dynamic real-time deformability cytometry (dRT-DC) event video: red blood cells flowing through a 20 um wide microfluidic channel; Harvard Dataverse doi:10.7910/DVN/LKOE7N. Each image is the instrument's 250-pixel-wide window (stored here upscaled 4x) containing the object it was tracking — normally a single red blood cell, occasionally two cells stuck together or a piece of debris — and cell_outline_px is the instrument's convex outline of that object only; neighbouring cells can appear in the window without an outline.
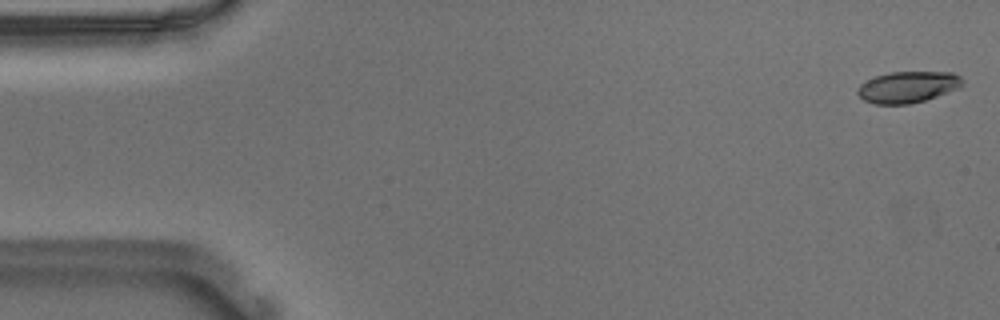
{"species": "Egyptian fruit bat (a non-hibernating species)", "species_latin": "Rousettus aegyptiacus", "temperature_condition": "warm", "stored_images_in_passage": 54, "camera_frame_rate_fps": 3000, "um_per_image_px": 0.085, "animal": {"sex": "male"}, "frame": {"image": 1, "passage_image": 1, "time_ms": 0.0, "image_size_px": [1000, 320], "cell_outline_px": [[964, 84], [960, 88], [924, 100], [908, 104], [872, 104], [864, 100], [856, 92], [856, 88], [860, 84], [876, 76], [888, 72], [952, 72], [960, 76], [964, 80]], "centroid_in_image_um": [77.17, 7.39], "position_along_channel_um": 7.8, "area_um2": 19.25}}
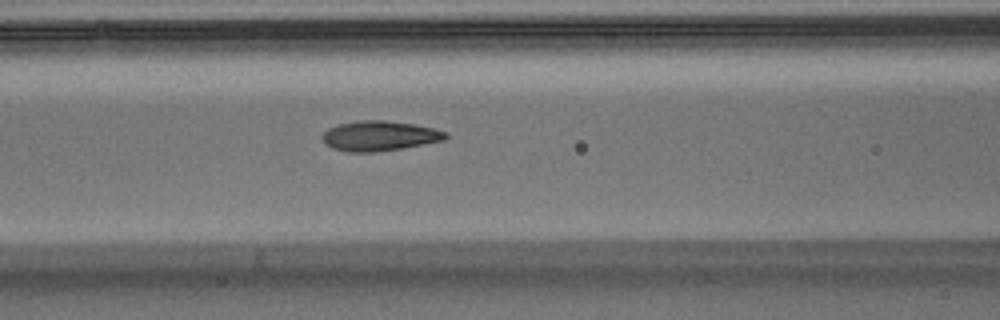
{"frame": {"image": 2, "passage_image": 22, "time_ms": 7.0, "image_size_px": [1000, 320], "cell_outline_px": [[448, 136], [444, 140], [424, 144], [376, 152], [348, 152], [332, 148], [324, 144], [320, 136], [328, 128], [340, 124], [356, 120], [384, 120], [412, 124], [432, 128], [448, 132]], "centroid_in_image_um": [32.21, 11.55], "position_along_channel_um": 134.4, "area_um2": 21.56}}
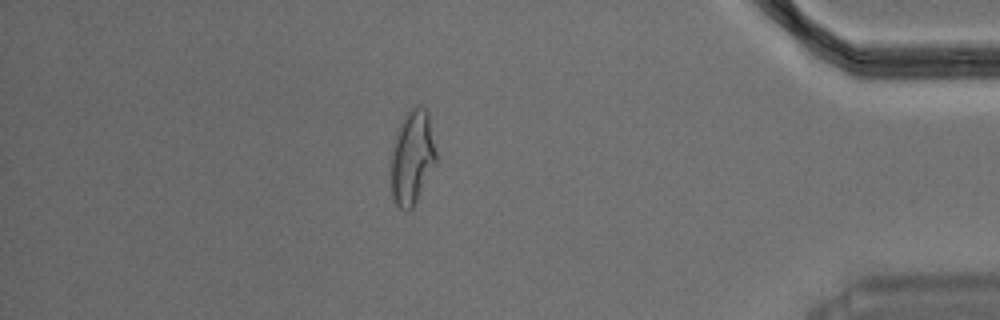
{"frame": {"image": 3, "passage_image": 47, "time_ms": 15.333, "image_size_px": [1000, 320], "cell_outline_px": [[436, 164], [412, 208], [400, 208], [392, 200], [392, 148], [400, 124], [408, 108], [420, 104], [428, 112], [436, 152]], "centroid_in_image_um": [35.05, 13.33], "position_along_channel_um": 400.1, "area_um2": 24.45}, "authors_computed_cell_mechanics": {"area_um2": 21.0392, "velocity_mm_per_s": 3.677, "shape_relaxation_time_tau1_ms": 6.919, "shape_relaxation_time_tau2_ms": 0.9686, "deformation_change_tau1": 0.2354, "deformation_change_tau2": 0.0781}}